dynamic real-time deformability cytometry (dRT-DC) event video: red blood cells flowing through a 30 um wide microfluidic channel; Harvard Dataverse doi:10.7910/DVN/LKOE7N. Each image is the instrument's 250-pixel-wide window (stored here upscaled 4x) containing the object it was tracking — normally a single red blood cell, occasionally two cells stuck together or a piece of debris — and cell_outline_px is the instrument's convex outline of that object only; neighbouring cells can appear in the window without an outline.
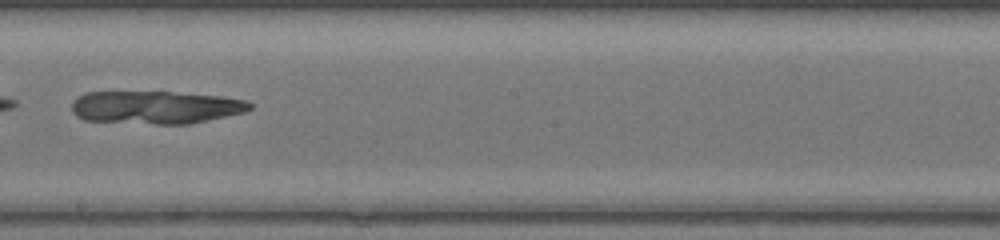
{"species": "common noctule bat (a hibernating species)", "species_latin": "Nyctalus noctula", "temperature_condition": "warm", "stored_images_in_passage": 27, "camera_frame_rate_fps": 3000, "um_per_image_px": 0.085, "animal": {"sex": "female", "body_mass_g": 17.0, "forearm_length_mm": 48.0}, "frame": {"image": 1, "passage_image": 12, "time_ms": 3.667, "image_size_px": [1000, 240], "cell_outline_px": [[252, 108], [244, 112], [208, 120], [188, 124], [156, 124], [84, 120], [76, 116], [72, 112], [72, 100], [84, 92], [172, 92], [220, 96], [244, 100], [252, 104]], "centroid_in_image_um": [13.19, 9.12], "position_along_channel_um": 235.0, "area_um2": 34.1}}